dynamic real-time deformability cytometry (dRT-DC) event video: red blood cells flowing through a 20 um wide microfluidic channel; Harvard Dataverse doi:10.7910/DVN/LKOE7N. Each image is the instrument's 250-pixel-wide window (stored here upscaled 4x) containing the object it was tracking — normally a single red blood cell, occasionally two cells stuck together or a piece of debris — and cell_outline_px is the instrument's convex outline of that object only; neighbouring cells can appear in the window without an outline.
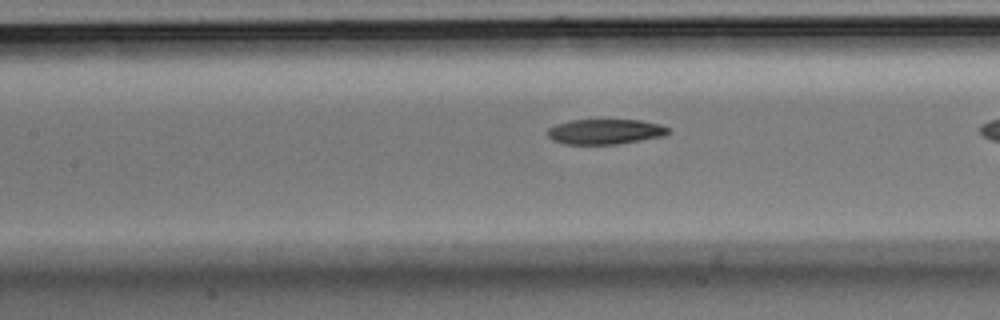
{"species": "Egyptian fruit bat (a non-hibernating species)", "species_latin": "Rousettus aegyptiacus", "temperature_condition": "room temperature", "stored_images_in_passage": 34, "camera_frame_rate_fps": 3000, "um_per_image_px": 0.085, "animal": {"sex": "male"}, "frame": {"image": 1, "passage_image": 17, "time_ms": 5.333, "image_size_px": [1000, 320], "cell_outline_px": [[668, 132], [664, 136], [616, 144], [564, 144], [552, 140], [548, 136], [548, 128], [556, 124], [572, 120], [640, 120], [660, 124], [668, 128]], "centroid_in_image_um": [51.41, 11.19], "position_along_channel_um": 156.0, "area_um2": 17.57}}
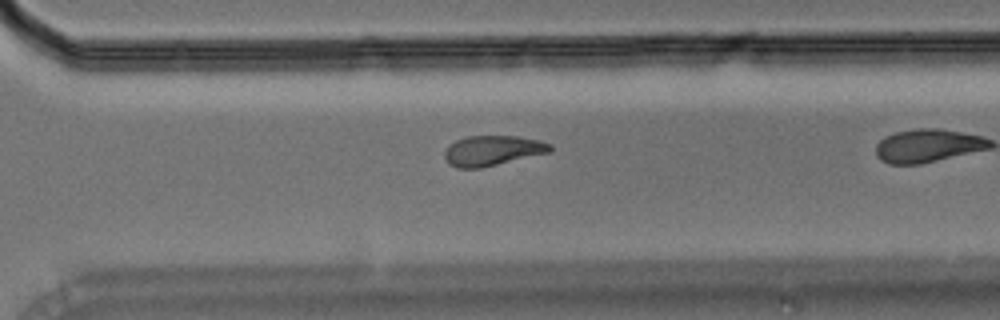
{"frame": {"image": 2, "passage_image": 30, "time_ms": 9.667, "image_size_px": [1000, 320], "cell_outline_px": [[552, 152], [480, 168], [456, 168], [448, 164], [444, 156], [444, 152], [456, 140], [468, 136], [516, 136], [540, 140], [552, 144]], "centroid_in_image_um": [41.89, 12.8], "position_along_channel_um": 328.7, "area_um2": 18.55}}
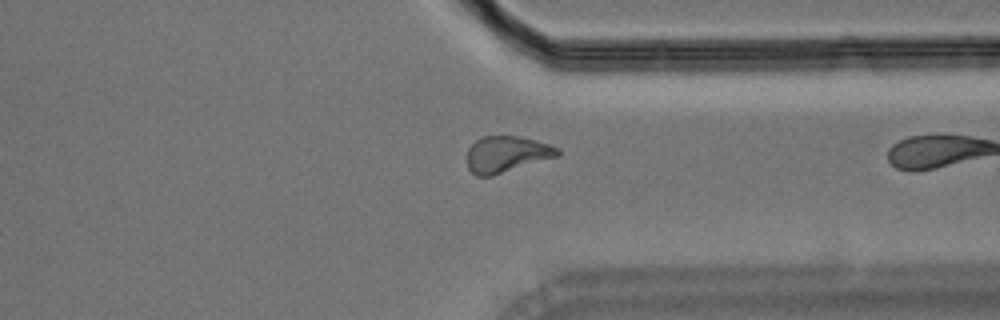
{"frame": {"image": 3, "passage_image": 33, "time_ms": 10.667, "image_size_px": [1000, 320], "cell_outline_px": [[560, 156], [492, 176], [476, 176], [468, 168], [468, 148], [476, 140], [484, 136], [516, 136], [548, 144], [560, 148]], "centroid_in_image_um": [43.08, 13.12], "position_along_channel_um": 368.3, "area_um2": 19.07}}